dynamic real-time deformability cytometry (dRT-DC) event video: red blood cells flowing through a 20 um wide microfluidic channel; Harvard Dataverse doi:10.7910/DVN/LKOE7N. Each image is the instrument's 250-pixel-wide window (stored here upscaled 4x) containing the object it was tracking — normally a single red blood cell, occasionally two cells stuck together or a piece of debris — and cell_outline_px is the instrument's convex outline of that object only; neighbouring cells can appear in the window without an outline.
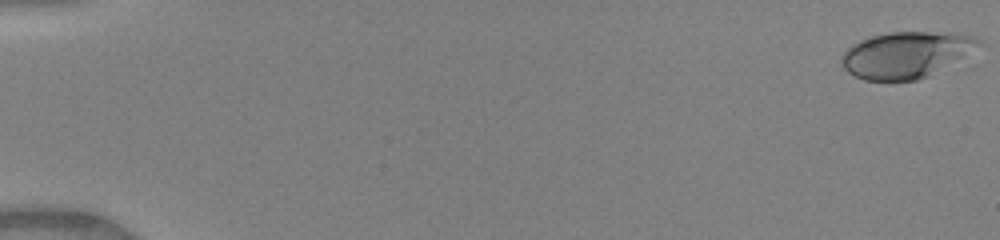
{"species": "human", "species_latin": "Homo sapiens", "temperature_condition": "warm", "stored_images_in_passage": 50, "camera_frame_rate_fps": 3000, "um_per_image_px": 0.085, "donor": {"sex": "female"}, "frame": {"image": 1, "passage_image": 1, "time_ms": 0.0, "image_size_px": [1000, 240], "cell_outline_px": [[980, 40], [960, 56], [928, 76], [916, 80], [864, 80], [848, 72], [844, 68], [840, 60], [844, 52], [852, 44], [860, 40], [872, 36], [888, 32], [928, 32], [976, 36]], "centroid_in_image_um": [76.85, 4.65], "position_along_channel_um": 8.2, "area_um2": 35.49}}
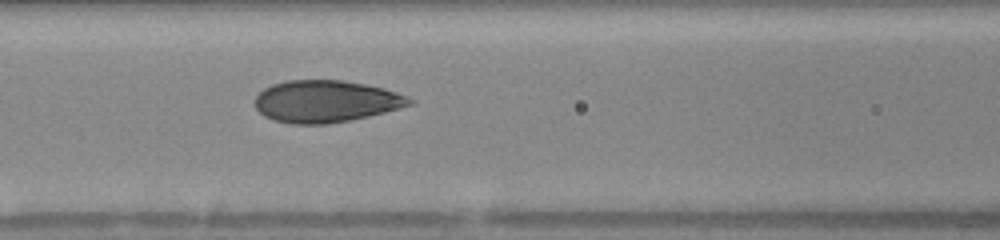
{"frame": {"image": 2, "passage_image": 23, "time_ms": 7.333, "image_size_px": [1000, 240], "cell_outline_px": [[416, 104], [368, 116], [328, 124], [292, 124], [272, 120], [264, 116], [256, 108], [256, 96], [264, 88], [272, 84], [288, 80], [340, 80], [364, 84], [384, 88], [416, 100]], "centroid_in_image_um": [27.7, 8.62], "position_along_channel_um": 138.9, "area_um2": 37.8}}
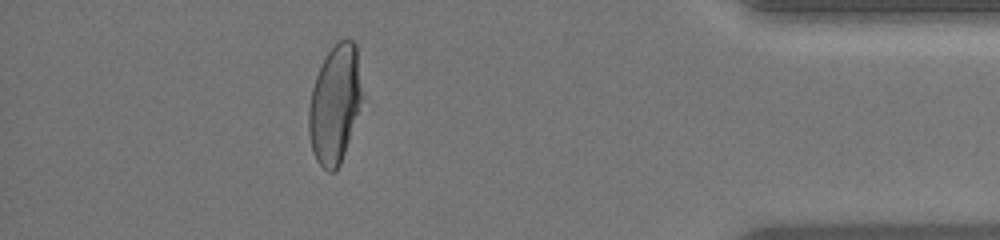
{"frame": {"image": 3, "passage_image": 45, "time_ms": 14.667, "image_size_px": [1000, 240], "cell_outline_px": [[364, 96], [340, 164], [332, 172], [328, 172], [316, 160], [312, 148], [308, 132], [308, 112], [312, 88], [320, 64], [324, 56], [336, 40], [344, 36], [352, 40], [356, 44]], "centroid_in_image_um": [28.47, 8.75], "position_along_channel_um": 406.7, "area_um2": 37.28}, "authors_computed_cell_mechanics": {"area_um2": 37.57, "velocity_mm_per_s": 4.1386, "shape_relaxation_time_tau1_ms": 4.0116, "shape_relaxation_time_tau2_ms": 0.6524, "deformation_change_tau1": 0.1889, "deformation_change_tau2": 0.062}}